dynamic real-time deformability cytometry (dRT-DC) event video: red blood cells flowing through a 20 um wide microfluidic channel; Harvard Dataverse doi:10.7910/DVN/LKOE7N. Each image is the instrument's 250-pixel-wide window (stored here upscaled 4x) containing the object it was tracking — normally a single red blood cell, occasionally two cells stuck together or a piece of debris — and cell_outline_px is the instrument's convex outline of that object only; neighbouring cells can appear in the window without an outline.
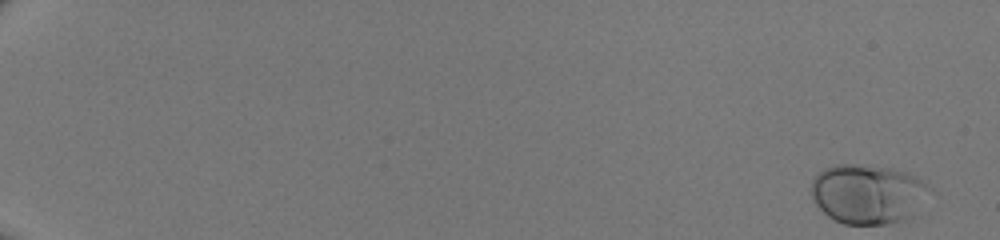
{"species": "human", "species_latin": "Homo sapiens", "temperature_condition": "room temperature", "stored_images_in_passage": 19, "camera_frame_rate_fps": 3000, "um_per_image_px": 0.085, "donor": {"sex": "male"}, "frame": {"image": 1, "passage_image": 1, "time_ms": 0.0, "image_size_px": [1000, 240], "cell_outline_px": [[932, 188], [908, 216], [904, 220], [888, 224], [844, 224], [828, 216], [812, 200], [812, 180], [824, 168], [836, 164], [852, 164], [892, 168], [908, 172]], "centroid_in_image_um": [73.71, 16.47], "position_along_channel_um": 11.3, "area_um2": 40.4}}
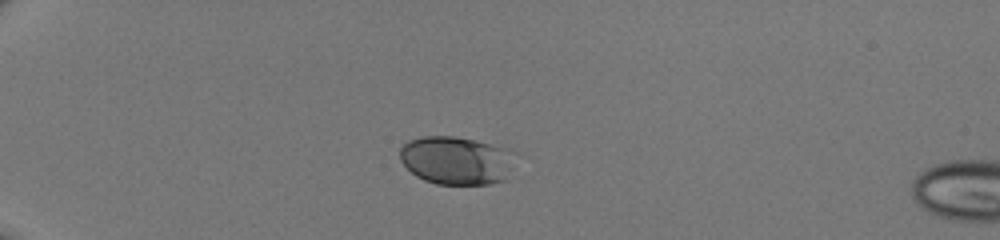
{"frame": {"image": 2, "passage_image": 15, "time_ms": 4.667, "image_size_px": [1000, 240], "cell_outline_px": [[504, 180], [488, 184], [436, 184], [424, 180], [416, 176], [400, 160], [400, 148], [408, 140], [424, 136], [452, 136], [472, 140], [504, 148]], "centroid_in_image_um": [38.54, 13.63], "position_along_channel_um": 46.5, "area_um2": 30.63}}